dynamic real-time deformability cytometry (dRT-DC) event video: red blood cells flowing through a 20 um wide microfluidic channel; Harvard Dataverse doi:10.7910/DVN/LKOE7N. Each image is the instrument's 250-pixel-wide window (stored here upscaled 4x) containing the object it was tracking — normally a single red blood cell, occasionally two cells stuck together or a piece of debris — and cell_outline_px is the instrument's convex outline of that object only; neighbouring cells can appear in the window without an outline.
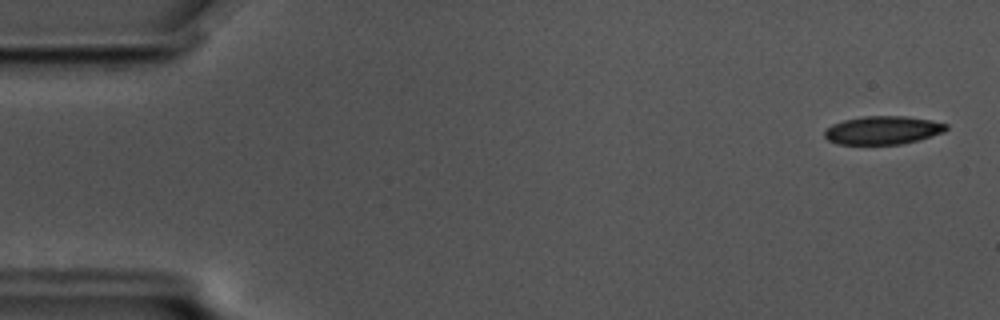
{"species": "common noctule bat (a hibernating species)", "species_latin": "Nyctalus noctula", "temperature_condition": "cold", "stored_images_in_passage": 57, "camera_frame_rate_fps": 3000, "um_per_image_px": 0.085, "animal": {"sex": "male", "body_mass_g": 17.5, "forearm_length_mm": 52.3}, "frame": {"image": 1, "passage_image": 2, "time_ms": 0.333, "image_size_px": [1000, 320], "cell_outline_px": [[948, 128], [944, 132], [932, 136], [900, 144], [836, 144], [828, 140], [824, 136], [824, 132], [832, 124], [844, 120], [864, 116], [908, 116], [932, 120], [948, 124]], "centroid_in_image_um": [75.05, 11.06], "position_along_channel_um": 9.9, "area_um2": 20.06}}
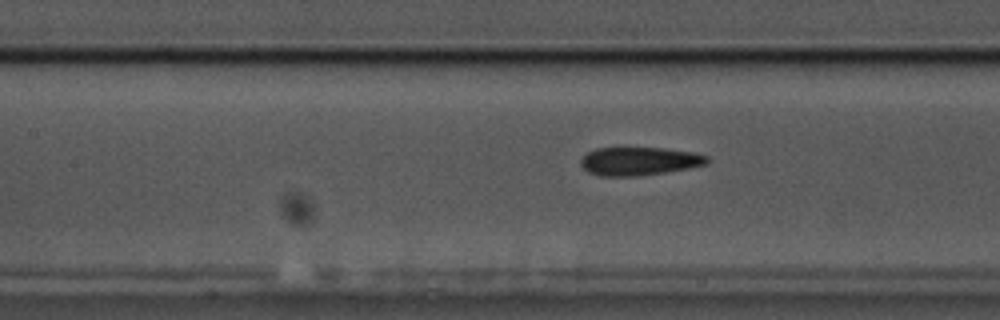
{"frame": {"image": 2, "passage_image": 25, "time_ms": 8.0, "image_size_px": [1000, 320], "cell_outline_px": [[708, 164], [688, 168], [664, 172], [636, 176], [600, 176], [588, 172], [580, 164], [580, 160], [588, 152], [596, 148], [620, 144], [664, 148], [696, 152], [708, 156]], "centroid_in_image_um": [54.3, 13.64], "position_along_channel_um": 153.1, "area_um2": 21.79}}
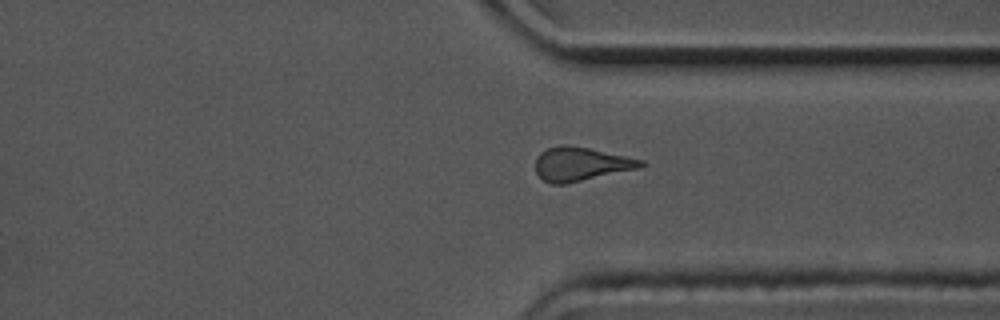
{"frame": {"image": 3, "passage_image": 43, "time_ms": 14.0, "image_size_px": [1000, 320], "cell_outline_px": [[644, 164], [640, 168], [564, 184], [552, 184], [544, 180], [536, 172], [536, 156], [540, 152], [548, 148], [564, 144], [568, 144], [588, 148], [644, 160]], "centroid_in_image_um": [49.35, 13.93], "position_along_channel_um": 362.0, "area_um2": 20.52}, "authors_computed_cell_mechanics": {"area_um2": 20.9814, "velocity_mm_per_s": 3.4846, "shape_relaxation_time_tau1_ms": 3.8288, "shape_relaxation_time_tau2_ms": 3.2063, "deformation_change_tau1": 0.1272, "deformation_change_tau2": 0.1359}}